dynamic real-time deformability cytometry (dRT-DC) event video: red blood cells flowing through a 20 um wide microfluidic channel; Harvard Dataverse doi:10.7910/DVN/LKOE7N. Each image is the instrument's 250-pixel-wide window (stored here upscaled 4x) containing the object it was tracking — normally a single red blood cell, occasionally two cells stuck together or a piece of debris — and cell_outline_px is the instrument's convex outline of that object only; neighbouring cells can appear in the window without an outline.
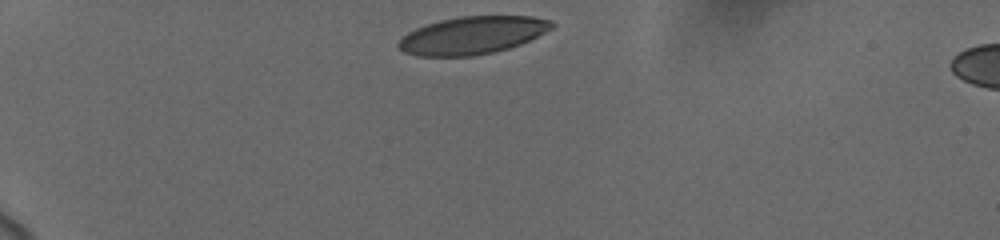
{"species": "human", "species_latin": "Homo sapiens", "temperature_condition": "cold", "stored_images_in_passage": 30, "camera_frame_rate_fps": 3000, "um_per_image_px": 0.085, "donor": {"sex": "female"}, "frame": {"image": 1, "passage_image": 1, "time_ms": 0.0, "image_size_px": [1000, 240], "cell_outline_px": [[556, 24], [552, 28], [520, 44], [508, 48], [492, 52], [472, 56], [416, 56], [404, 52], [396, 44], [408, 32], [416, 28], [440, 20], [460, 16], [532, 16], [552, 20]], "centroid_in_image_um": [40.15, 2.99], "position_along_channel_um": 44.9, "area_um2": 33.41}}
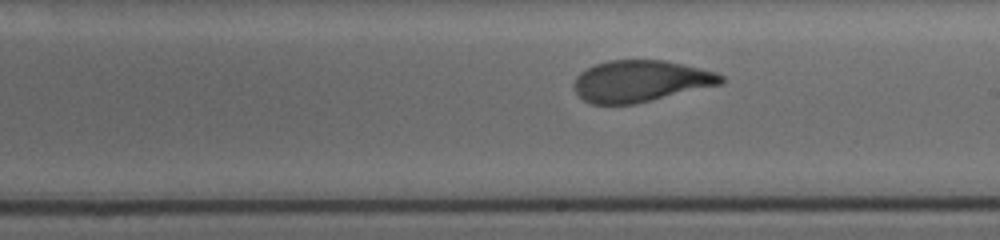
{"frame": {"image": 2, "passage_image": 18, "time_ms": 6.667, "image_size_px": [1000, 240], "cell_outline_px": [[724, 80], [720, 84], [636, 104], [592, 104], [584, 100], [576, 92], [572, 84], [576, 76], [580, 72], [596, 64], [608, 60], [664, 60], [716, 72], [724, 76]], "centroid_in_image_um": [54.41, 6.89], "position_along_channel_um": 234.6, "area_um2": 35.43}}
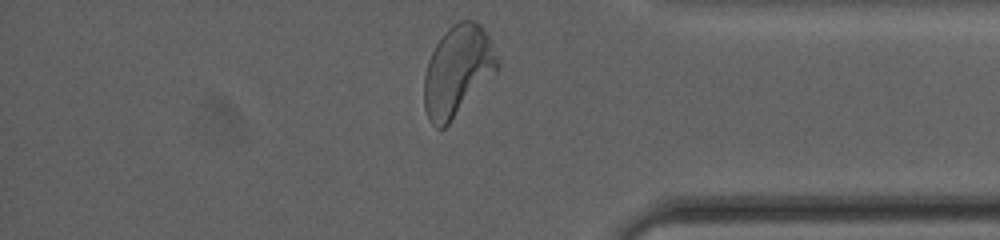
{"frame": {"image": 3, "passage_image": 30, "time_ms": 11.333, "image_size_px": [1000, 240], "cell_outline_px": [[496, 72], [448, 124], [444, 128], [436, 128], [428, 120], [424, 108], [424, 76], [428, 60], [436, 44], [444, 32], [452, 24], [460, 20], [476, 20], [480, 24], [488, 36], [496, 60]], "centroid_in_image_um": [38.84, 6.02], "position_along_channel_um": 396.4, "area_um2": 37.97}, "authors_computed_cell_mechanics": {"area_um2": 36.4718, "velocity_mm_per_s": 3.6836, "shape_relaxation_time_tau1_ms": 4.246, "shape_relaxation_time_tau2_ms": 0.7454, "deformation_change_tau1": 0.1784, "deformation_change_tau2": 0.0665}}